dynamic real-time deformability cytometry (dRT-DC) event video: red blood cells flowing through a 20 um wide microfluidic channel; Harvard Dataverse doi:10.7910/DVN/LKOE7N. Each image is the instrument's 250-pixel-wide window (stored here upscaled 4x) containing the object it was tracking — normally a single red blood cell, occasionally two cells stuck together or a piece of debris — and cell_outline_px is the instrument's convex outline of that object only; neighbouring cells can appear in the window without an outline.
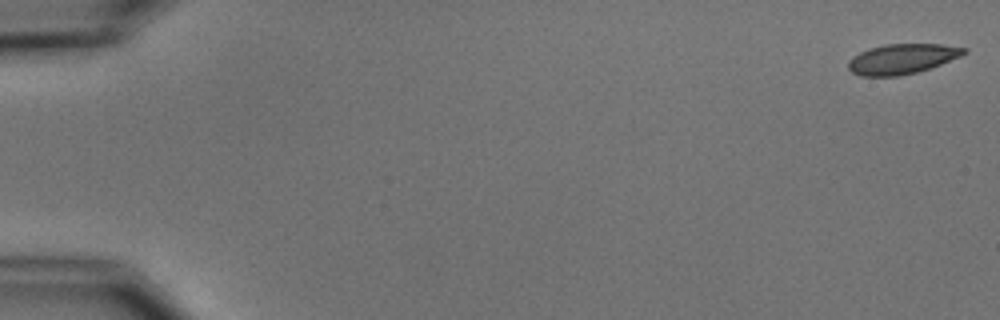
{"species": "common noctule bat (a hibernating species)", "species_latin": "Nyctalus noctula", "temperature_condition": "cold", "stored_images_in_passage": 10, "camera_frame_rate_fps": 3000, "um_per_image_px": 0.085, "animal": {"sex": "male", "body_mass_g": 15.6}, "frame": {"image": 1, "passage_image": 1, "time_ms": 0.0, "image_size_px": [1000, 320], "cell_outline_px": [[968, 52], [960, 56], [940, 64], [916, 72], [900, 76], [860, 76], [852, 72], [848, 68], [848, 60], [852, 56], [868, 48], [884, 44], [940, 44], [968, 48]], "centroid_in_image_um": [76.64, 5.0], "position_along_channel_um": 8.4, "area_um2": 20.29}}
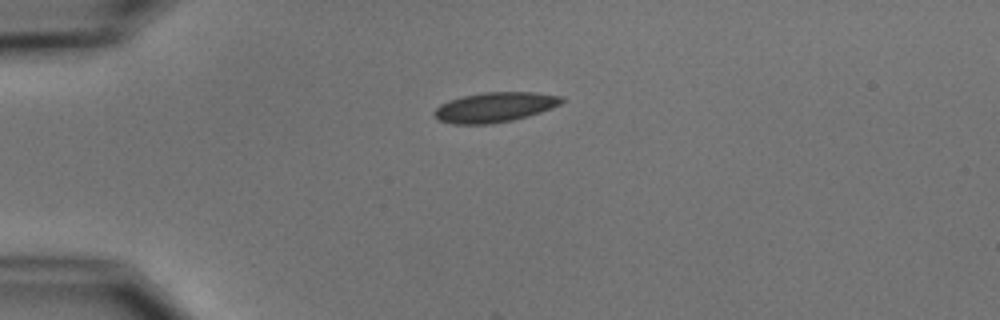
{"frame": {"image": 2, "passage_image": 4, "time_ms": 4.333, "image_size_px": [1000, 320], "cell_outline_px": [[564, 100], [560, 104], [552, 108], [528, 116], [512, 120], [488, 124], [452, 124], [440, 120], [432, 112], [440, 104], [448, 100], [464, 96], [484, 92], [536, 92], [564, 96]], "centroid_in_image_um": [42.07, 9.1], "position_along_channel_um": 42.9, "area_um2": 22.2}}
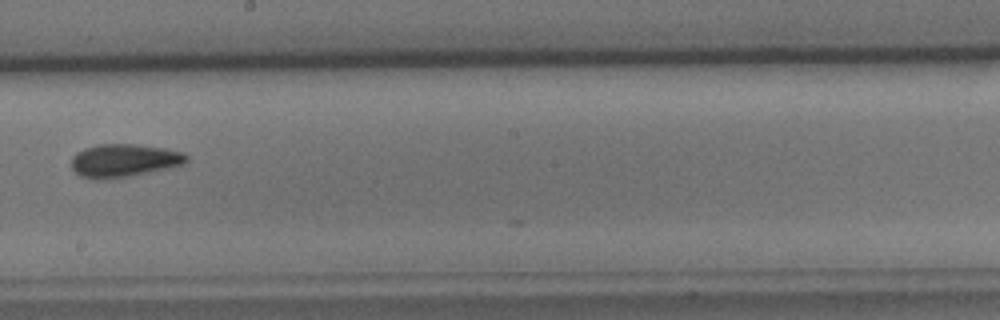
{"frame": {"image": 3, "passage_image": 9, "time_ms": 10.333, "image_size_px": [1000, 320], "cell_outline_px": [[188, 160], [184, 164], [168, 168], [128, 176], [100, 180], [96, 180], [80, 176], [72, 168], [72, 156], [76, 152], [84, 148], [96, 144], [136, 144], [164, 148], [184, 152], [188, 156]], "centroid_in_image_um": [10.52, 13.63], "position_along_channel_um": 237.7, "area_um2": 22.25}}